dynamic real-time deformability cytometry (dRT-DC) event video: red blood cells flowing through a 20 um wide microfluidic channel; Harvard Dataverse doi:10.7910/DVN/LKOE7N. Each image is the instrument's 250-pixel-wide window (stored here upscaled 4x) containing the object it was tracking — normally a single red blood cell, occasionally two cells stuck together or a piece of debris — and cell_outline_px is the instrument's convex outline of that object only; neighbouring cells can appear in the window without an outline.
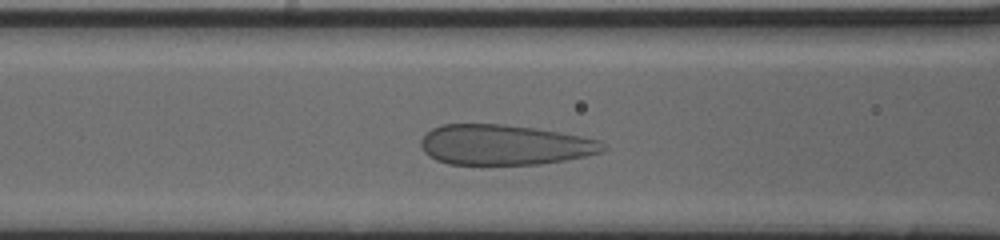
{"species": "human", "species_latin": "Homo sapiens", "temperature_condition": "cold", "stored_images_in_passage": 35, "camera_frame_rate_fps": 3000, "um_per_image_px": 0.085, "donor": {"sex": "male"}, "frame": {"image": 1, "passage_image": 11, "time_ms": 3.333, "image_size_px": [1000, 240], "cell_outline_px": [[608, 148], [600, 152], [584, 156], [564, 160], [540, 164], [448, 164], [436, 160], [428, 156], [424, 152], [420, 144], [420, 140], [432, 128], [440, 124], [504, 124], [536, 128], [560, 132], [600, 140]], "centroid_in_image_um": [42.86, 12.3], "position_along_channel_um": 123.7, "area_um2": 42.77}}
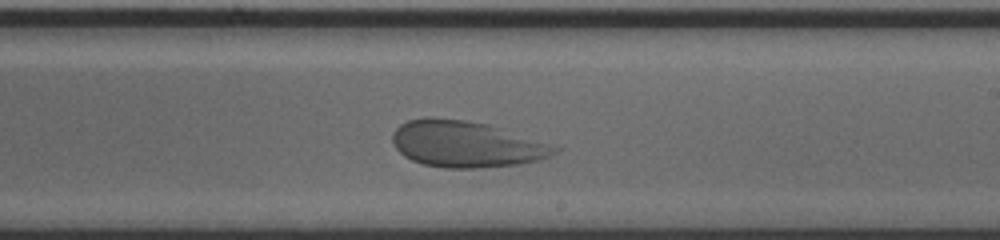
{"frame": {"image": 2, "passage_image": 21, "time_ms": 6.667, "image_size_px": [1000, 240], "cell_outline_px": [[560, 148], [556, 152], [548, 156], [536, 160], [520, 164], [480, 168], [444, 168], [424, 164], [412, 160], [404, 156], [396, 148], [392, 140], [392, 132], [400, 124], [408, 120], [424, 116], [428, 116], [464, 120], [488, 124]], "centroid_in_image_um": [39.53, 12.24], "position_along_channel_um": 249.5, "area_um2": 43.41}}
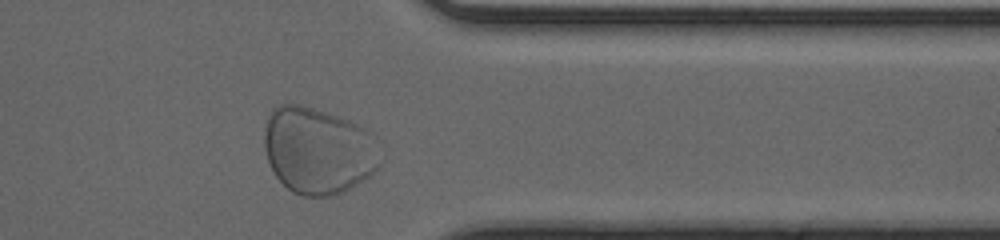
{"frame": {"image": 3, "passage_image": 32, "time_ms": 10.333, "image_size_px": [1000, 240], "cell_outline_px": [[384, 160], [368, 176], [344, 192], [328, 196], [304, 196], [292, 192], [276, 176], [268, 160], [264, 148], [264, 132], [268, 112], [276, 104], [300, 104], [348, 120], [372, 132]], "centroid_in_image_um": [27.04, 12.79], "position_along_channel_um": 384.4, "area_um2": 58.84}, "authors_computed_cell_mechanics": {"area_um2": 45.6042, "velocity_mm_per_s": 3.7849, "shape_relaxation_time_tau1_ms": 8.3947, "shape_relaxation_time_tau2_ms": null, "deformation_change_tau1": 0.2333, "deformation_change_tau2": null}}